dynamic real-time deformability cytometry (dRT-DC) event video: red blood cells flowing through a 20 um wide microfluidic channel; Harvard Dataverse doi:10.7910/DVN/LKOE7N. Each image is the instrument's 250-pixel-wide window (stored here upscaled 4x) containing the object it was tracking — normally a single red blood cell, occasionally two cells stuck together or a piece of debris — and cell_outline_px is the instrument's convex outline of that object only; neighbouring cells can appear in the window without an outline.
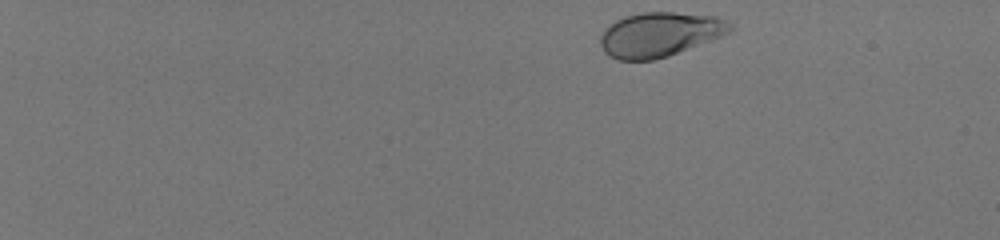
{"species": "human", "species_latin": "Homo sapiens", "temperature_condition": "room temperature", "stored_images_in_passage": 48, "camera_frame_rate_fps": 3000, "um_per_image_px": 0.085, "donor": {"sex": "male"}, "frame": {"image": 1, "passage_image": 1, "time_ms": 0.0, "image_size_px": [1000, 240], "cell_outline_px": [[736, 28], [720, 36], [668, 56], [652, 60], [616, 60], [608, 56], [604, 52], [600, 44], [600, 36], [604, 28], [608, 24], [624, 16], [644, 12], [672, 12], [716, 16], [732, 24]], "centroid_in_image_um": [56.02, 2.92], "position_along_channel_um": 29.0, "area_um2": 33.64}}
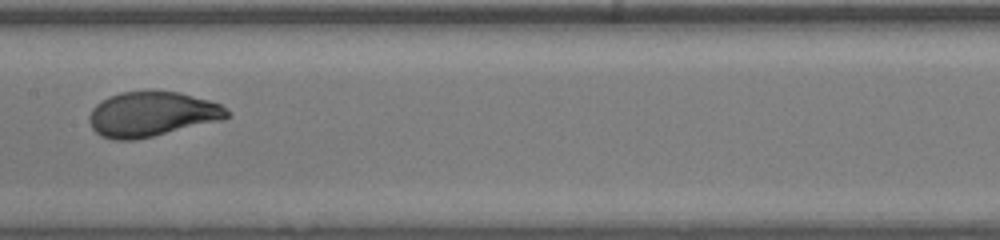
{"frame": {"image": 2, "passage_image": 26, "time_ms": 8.333, "image_size_px": [1000, 240], "cell_outline_px": [[228, 116], [224, 120], [152, 136], [132, 140], [116, 140], [100, 136], [92, 128], [88, 120], [88, 116], [92, 108], [96, 104], [108, 96], [120, 92], [180, 92], [208, 100], [220, 104], [228, 108]], "centroid_in_image_um": [12.89, 9.71], "position_along_channel_um": 194.5, "area_um2": 35.89}}
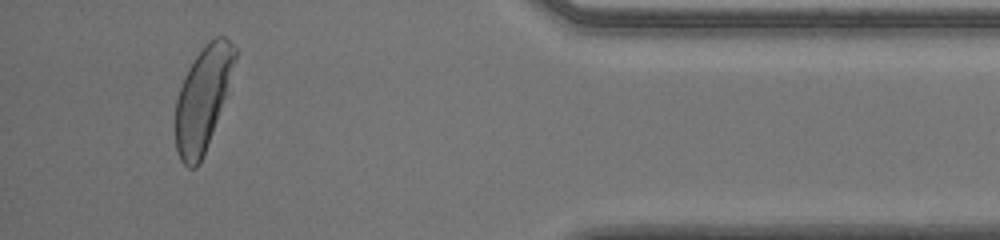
{"frame": {"image": 3, "passage_image": 45, "time_ms": 14.667, "image_size_px": [1000, 240], "cell_outline_px": [[236, 56], [224, 96], [204, 156], [200, 164], [196, 168], [188, 168], [180, 160], [176, 152], [176, 100], [184, 76], [188, 68], [204, 44], [208, 40], [216, 36], [224, 36], [236, 48]], "centroid_in_image_um": [17.2, 8.4], "position_along_channel_um": 418.0, "area_um2": 35.14}, "authors_computed_cell_mechanics": {"area_um2": 35.3158, "velocity_mm_per_s": 3.992, "shape_relaxation_time_tau1_ms": 3.3148, "shape_relaxation_time_tau2_ms": null, "deformation_change_tau1": 0.1609, "deformation_change_tau2": null}}